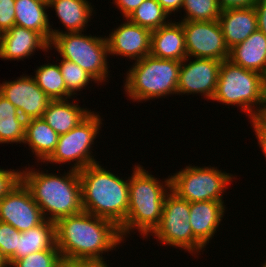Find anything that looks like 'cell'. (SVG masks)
<instances>
[{
    "label": "cell",
    "instance_id": "cell-1",
    "mask_svg": "<svg viewBox=\"0 0 266 267\" xmlns=\"http://www.w3.org/2000/svg\"><path fill=\"white\" fill-rule=\"evenodd\" d=\"M56 235L63 261L104 259L124 241L114 222L85 211L59 219Z\"/></svg>",
    "mask_w": 266,
    "mask_h": 267
},
{
    "label": "cell",
    "instance_id": "cell-2",
    "mask_svg": "<svg viewBox=\"0 0 266 267\" xmlns=\"http://www.w3.org/2000/svg\"><path fill=\"white\" fill-rule=\"evenodd\" d=\"M25 166L21 169V181L30 191L43 216L48 221L57 222L63 217L83 211L79 172L70 169L64 174L46 173L41 168ZM29 168V169H28ZM36 170V171H35Z\"/></svg>",
    "mask_w": 266,
    "mask_h": 267
},
{
    "label": "cell",
    "instance_id": "cell-3",
    "mask_svg": "<svg viewBox=\"0 0 266 267\" xmlns=\"http://www.w3.org/2000/svg\"><path fill=\"white\" fill-rule=\"evenodd\" d=\"M134 165L129 176L128 213L119 227L123 240L135 230L144 239L154 231L160 223L166 195L171 191L170 175L162 181L140 164Z\"/></svg>",
    "mask_w": 266,
    "mask_h": 267
},
{
    "label": "cell",
    "instance_id": "cell-4",
    "mask_svg": "<svg viewBox=\"0 0 266 267\" xmlns=\"http://www.w3.org/2000/svg\"><path fill=\"white\" fill-rule=\"evenodd\" d=\"M95 163L81 169L83 211L114 222L120 227L125 221L129 208L128 179L113 174L102 164Z\"/></svg>",
    "mask_w": 266,
    "mask_h": 267
},
{
    "label": "cell",
    "instance_id": "cell-5",
    "mask_svg": "<svg viewBox=\"0 0 266 267\" xmlns=\"http://www.w3.org/2000/svg\"><path fill=\"white\" fill-rule=\"evenodd\" d=\"M180 65V61L146 55L126 71L125 94L137 103L177 94Z\"/></svg>",
    "mask_w": 266,
    "mask_h": 267
},
{
    "label": "cell",
    "instance_id": "cell-6",
    "mask_svg": "<svg viewBox=\"0 0 266 267\" xmlns=\"http://www.w3.org/2000/svg\"><path fill=\"white\" fill-rule=\"evenodd\" d=\"M265 86L264 75L225 60L221 62L212 101L228 105V108L229 105L240 107L251 120L256 117L264 103Z\"/></svg>",
    "mask_w": 266,
    "mask_h": 267
},
{
    "label": "cell",
    "instance_id": "cell-7",
    "mask_svg": "<svg viewBox=\"0 0 266 267\" xmlns=\"http://www.w3.org/2000/svg\"><path fill=\"white\" fill-rule=\"evenodd\" d=\"M49 47L54 48L63 59L78 64L96 80L97 85L108 82L107 58L110 55L105 35L97 37L82 32H63L51 40Z\"/></svg>",
    "mask_w": 266,
    "mask_h": 267
},
{
    "label": "cell",
    "instance_id": "cell-8",
    "mask_svg": "<svg viewBox=\"0 0 266 267\" xmlns=\"http://www.w3.org/2000/svg\"><path fill=\"white\" fill-rule=\"evenodd\" d=\"M170 176L171 191L189 203L197 201H224L228 185L236 178L231 173L211 165H186ZM233 179V180H232ZM230 182V184H229Z\"/></svg>",
    "mask_w": 266,
    "mask_h": 267
},
{
    "label": "cell",
    "instance_id": "cell-9",
    "mask_svg": "<svg viewBox=\"0 0 266 267\" xmlns=\"http://www.w3.org/2000/svg\"><path fill=\"white\" fill-rule=\"evenodd\" d=\"M103 118L92 111L81 123L68 133L59 135L56 148L44 162L45 165L71 164L70 169L80 171L89 165L98 163L92 149L94 141L100 134ZM94 155V156H93ZM75 161V162H74Z\"/></svg>",
    "mask_w": 266,
    "mask_h": 267
},
{
    "label": "cell",
    "instance_id": "cell-10",
    "mask_svg": "<svg viewBox=\"0 0 266 267\" xmlns=\"http://www.w3.org/2000/svg\"><path fill=\"white\" fill-rule=\"evenodd\" d=\"M189 219L190 203L170 191L164 201L160 223L149 237L154 235L159 244L185 250L196 258L205 247L193 236Z\"/></svg>",
    "mask_w": 266,
    "mask_h": 267
},
{
    "label": "cell",
    "instance_id": "cell-11",
    "mask_svg": "<svg viewBox=\"0 0 266 267\" xmlns=\"http://www.w3.org/2000/svg\"><path fill=\"white\" fill-rule=\"evenodd\" d=\"M181 22L185 33L187 57L219 61L229 59L230 50L225 43L218 20Z\"/></svg>",
    "mask_w": 266,
    "mask_h": 267
},
{
    "label": "cell",
    "instance_id": "cell-12",
    "mask_svg": "<svg viewBox=\"0 0 266 267\" xmlns=\"http://www.w3.org/2000/svg\"><path fill=\"white\" fill-rule=\"evenodd\" d=\"M194 59L186 57L181 62L177 95L186 94L188 96L193 94L194 96L195 94H201L206 100H212L216 91L222 61L204 58Z\"/></svg>",
    "mask_w": 266,
    "mask_h": 267
},
{
    "label": "cell",
    "instance_id": "cell-13",
    "mask_svg": "<svg viewBox=\"0 0 266 267\" xmlns=\"http://www.w3.org/2000/svg\"><path fill=\"white\" fill-rule=\"evenodd\" d=\"M45 220L41 209L21 180L0 200V221L12 225L20 232L34 228Z\"/></svg>",
    "mask_w": 266,
    "mask_h": 267
},
{
    "label": "cell",
    "instance_id": "cell-14",
    "mask_svg": "<svg viewBox=\"0 0 266 267\" xmlns=\"http://www.w3.org/2000/svg\"><path fill=\"white\" fill-rule=\"evenodd\" d=\"M0 94L18 109L25 120L42 118L51 101L38 87L32 75L26 74L16 80L0 83Z\"/></svg>",
    "mask_w": 266,
    "mask_h": 267
},
{
    "label": "cell",
    "instance_id": "cell-15",
    "mask_svg": "<svg viewBox=\"0 0 266 267\" xmlns=\"http://www.w3.org/2000/svg\"><path fill=\"white\" fill-rule=\"evenodd\" d=\"M124 20L126 21L112 29L106 37L109 55L141 60L151 52L152 31L130 22L127 18Z\"/></svg>",
    "mask_w": 266,
    "mask_h": 267
},
{
    "label": "cell",
    "instance_id": "cell-16",
    "mask_svg": "<svg viewBox=\"0 0 266 267\" xmlns=\"http://www.w3.org/2000/svg\"><path fill=\"white\" fill-rule=\"evenodd\" d=\"M49 44L40 33L14 25L0 34V58L10 61L24 60L38 49L48 52Z\"/></svg>",
    "mask_w": 266,
    "mask_h": 267
},
{
    "label": "cell",
    "instance_id": "cell-17",
    "mask_svg": "<svg viewBox=\"0 0 266 267\" xmlns=\"http://www.w3.org/2000/svg\"><path fill=\"white\" fill-rule=\"evenodd\" d=\"M224 201L190 203V225L193 236L206 248L214 238L226 212Z\"/></svg>",
    "mask_w": 266,
    "mask_h": 267
},
{
    "label": "cell",
    "instance_id": "cell-18",
    "mask_svg": "<svg viewBox=\"0 0 266 267\" xmlns=\"http://www.w3.org/2000/svg\"><path fill=\"white\" fill-rule=\"evenodd\" d=\"M157 58L182 62L187 57L182 22L172 20L151 33V52Z\"/></svg>",
    "mask_w": 266,
    "mask_h": 267
},
{
    "label": "cell",
    "instance_id": "cell-19",
    "mask_svg": "<svg viewBox=\"0 0 266 267\" xmlns=\"http://www.w3.org/2000/svg\"><path fill=\"white\" fill-rule=\"evenodd\" d=\"M218 21L229 50L258 29L254 7L221 10Z\"/></svg>",
    "mask_w": 266,
    "mask_h": 267
},
{
    "label": "cell",
    "instance_id": "cell-20",
    "mask_svg": "<svg viewBox=\"0 0 266 267\" xmlns=\"http://www.w3.org/2000/svg\"><path fill=\"white\" fill-rule=\"evenodd\" d=\"M91 4L88 0H48V8H54L66 30L52 28V39L63 32H85L93 12L96 11Z\"/></svg>",
    "mask_w": 266,
    "mask_h": 267
},
{
    "label": "cell",
    "instance_id": "cell-21",
    "mask_svg": "<svg viewBox=\"0 0 266 267\" xmlns=\"http://www.w3.org/2000/svg\"><path fill=\"white\" fill-rule=\"evenodd\" d=\"M228 60L266 77V36L257 29L245 41L230 49Z\"/></svg>",
    "mask_w": 266,
    "mask_h": 267
},
{
    "label": "cell",
    "instance_id": "cell-22",
    "mask_svg": "<svg viewBox=\"0 0 266 267\" xmlns=\"http://www.w3.org/2000/svg\"><path fill=\"white\" fill-rule=\"evenodd\" d=\"M74 102V103H73ZM92 111L82 108L70 99L51 100L43 113L42 119L58 134L68 133L81 123Z\"/></svg>",
    "mask_w": 266,
    "mask_h": 267
},
{
    "label": "cell",
    "instance_id": "cell-23",
    "mask_svg": "<svg viewBox=\"0 0 266 267\" xmlns=\"http://www.w3.org/2000/svg\"><path fill=\"white\" fill-rule=\"evenodd\" d=\"M15 25L40 33L49 43L52 40L48 0H15Z\"/></svg>",
    "mask_w": 266,
    "mask_h": 267
},
{
    "label": "cell",
    "instance_id": "cell-24",
    "mask_svg": "<svg viewBox=\"0 0 266 267\" xmlns=\"http://www.w3.org/2000/svg\"><path fill=\"white\" fill-rule=\"evenodd\" d=\"M59 135L42 119L26 120L23 144L29 146L38 164L51 156L56 148Z\"/></svg>",
    "mask_w": 266,
    "mask_h": 267
},
{
    "label": "cell",
    "instance_id": "cell-25",
    "mask_svg": "<svg viewBox=\"0 0 266 267\" xmlns=\"http://www.w3.org/2000/svg\"><path fill=\"white\" fill-rule=\"evenodd\" d=\"M43 250H58L56 222L45 220L42 224L21 232L17 243V259Z\"/></svg>",
    "mask_w": 266,
    "mask_h": 267
},
{
    "label": "cell",
    "instance_id": "cell-26",
    "mask_svg": "<svg viewBox=\"0 0 266 267\" xmlns=\"http://www.w3.org/2000/svg\"><path fill=\"white\" fill-rule=\"evenodd\" d=\"M26 120L18 109L0 94V144L24 141Z\"/></svg>",
    "mask_w": 266,
    "mask_h": 267
},
{
    "label": "cell",
    "instance_id": "cell-27",
    "mask_svg": "<svg viewBox=\"0 0 266 267\" xmlns=\"http://www.w3.org/2000/svg\"><path fill=\"white\" fill-rule=\"evenodd\" d=\"M34 80L38 87L51 100L71 99L73 96L67 91L60 67L56 63L43 64L36 68Z\"/></svg>",
    "mask_w": 266,
    "mask_h": 267
},
{
    "label": "cell",
    "instance_id": "cell-28",
    "mask_svg": "<svg viewBox=\"0 0 266 267\" xmlns=\"http://www.w3.org/2000/svg\"><path fill=\"white\" fill-rule=\"evenodd\" d=\"M168 17L170 18L169 14L157 0H144L139 7L130 13L127 19L153 31L168 24L171 21Z\"/></svg>",
    "mask_w": 266,
    "mask_h": 267
},
{
    "label": "cell",
    "instance_id": "cell-29",
    "mask_svg": "<svg viewBox=\"0 0 266 267\" xmlns=\"http://www.w3.org/2000/svg\"><path fill=\"white\" fill-rule=\"evenodd\" d=\"M181 9V21H215L221 13L217 0H183Z\"/></svg>",
    "mask_w": 266,
    "mask_h": 267
},
{
    "label": "cell",
    "instance_id": "cell-30",
    "mask_svg": "<svg viewBox=\"0 0 266 267\" xmlns=\"http://www.w3.org/2000/svg\"><path fill=\"white\" fill-rule=\"evenodd\" d=\"M58 65L66 89L73 97H76L77 93L85 89L90 82L92 83L94 81L93 83H97L91 75L84 71L78 64H75L70 60L62 58Z\"/></svg>",
    "mask_w": 266,
    "mask_h": 267
},
{
    "label": "cell",
    "instance_id": "cell-31",
    "mask_svg": "<svg viewBox=\"0 0 266 267\" xmlns=\"http://www.w3.org/2000/svg\"><path fill=\"white\" fill-rule=\"evenodd\" d=\"M10 267H63L59 250H43L17 259Z\"/></svg>",
    "mask_w": 266,
    "mask_h": 267
},
{
    "label": "cell",
    "instance_id": "cell-32",
    "mask_svg": "<svg viewBox=\"0 0 266 267\" xmlns=\"http://www.w3.org/2000/svg\"><path fill=\"white\" fill-rule=\"evenodd\" d=\"M21 232L12 225L0 221V252L11 266L17 260V243Z\"/></svg>",
    "mask_w": 266,
    "mask_h": 267
},
{
    "label": "cell",
    "instance_id": "cell-33",
    "mask_svg": "<svg viewBox=\"0 0 266 267\" xmlns=\"http://www.w3.org/2000/svg\"><path fill=\"white\" fill-rule=\"evenodd\" d=\"M21 180V170L0 167V200Z\"/></svg>",
    "mask_w": 266,
    "mask_h": 267
},
{
    "label": "cell",
    "instance_id": "cell-34",
    "mask_svg": "<svg viewBox=\"0 0 266 267\" xmlns=\"http://www.w3.org/2000/svg\"><path fill=\"white\" fill-rule=\"evenodd\" d=\"M15 0H0V34L15 25Z\"/></svg>",
    "mask_w": 266,
    "mask_h": 267
},
{
    "label": "cell",
    "instance_id": "cell-35",
    "mask_svg": "<svg viewBox=\"0 0 266 267\" xmlns=\"http://www.w3.org/2000/svg\"><path fill=\"white\" fill-rule=\"evenodd\" d=\"M251 127H253V131L255 132V136L258 141L259 148L262 151L263 156L266 157V128L256 119H251L250 121Z\"/></svg>",
    "mask_w": 266,
    "mask_h": 267
},
{
    "label": "cell",
    "instance_id": "cell-36",
    "mask_svg": "<svg viewBox=\"0 0 266 267\" xmlns=\"http://www.w3.org/2000/svg\"><path fill=\"white\" fill-rule=\"evenodd\" d=\"M63 267H111L105 259L67 260L63 261Z\"/></svg>",
    "mask_w": 266,
    "mask_h": 267
},
{
    "label": "cell",
    "instance_id": "cell-37",
    "mask_svg": "<svg viewBox=\"0 0 266 267\" xmlns=\"http://www.w3.org/2000/svg\"><path fill=\"white\" fill-rule=\"evenodd\" d=\"M112 4L122 12L123 19L127 18L132 11H134L144 0H113Z\"/></svg>",
    "mask_w": 266,
    "mask_h": 267
},
{
    "label": "cell",
    "instance_id": "cell-38",
    "mask_svg": "<svg viewBox=\"0 0 266 267\" xmlns=\"http://www.w3.org/2000/svg\"><path fill=\"white\" fill-rule=\"evenodd\" d=\"M258 0H217L221 10L254 7Z\"/></svg>",
    "mask_w": 266,
    "mask_h": 267
},
{
    "label": "cell",
    "instance_id": "cell-39",
    "mask_svg": "<svg viewBox=\"0 0 266 267\" xmlns=\"http://www.w3.org/2000/svg\"><path fill=\"white\" fill-rule=\"evenodd\" d=\"M254 8L257 15L258 30L266 36V0H258Z\"/></svg>",
    "mask_w": 266,
    "mask_h": 267
},
{
    "label": "cell",
    "instance_id": "cell-40",
    "mask_svg": "<svg viewBox=\"0 0 266 267\" xmlns=\"http://www.w3.org/2000/svg\"><path fill=\"white\" fill-rule=\"evenodd\" d=\"M169 16L180 11L183 5V0H157ZM172 13V14H171Z\"/></svg>",
    "mask_w": 266,
    "mask_h": 267
},
{
    "label": "cell",
    "instance_id": "cell-41",
    "mask_svg": "<svg viewBox=\"0 0 266 267\" xmlns=\"http://www.w3.org/2000/svg\"><path fill=\"white\" fill-rule=\"evenodd\" d=\"M255 118L266 128V100Z\"/></svg>",
    "mask_w": 266,
    "mask_h": 267
},
{
    "label": "cell",
    "instance_id": "cell-42",
    "mask_svg": "<svg viewBox=\"0 0 266 267\" xmlns=\"http://www.w3.org/2000/svg\"><path fill=\"white\" fill-rule=\"evenodd\" d=\"M0 267H10L8 260L0 252Z\"/></svg>",
    "mask_w": 266,
    "mask_h": 267
},
{
    "label": "cell",
    "instance_id": "cell-43",
    "mask_svg": "<svg viewBox=\"0 0 266 267\" xmlns=\"http://www.w3.org/2000/svg\"><path fill=\"white\" fill-rule=\"evenodd\" d=\"M265 85H266V77H265ZM265 100H266V86H265Z\"/></svg>",
    "mask_w": 266,
    "mask_h": 267
},
{
    "label": "cell",
    "instance_id": "cell-44",
    "mask_svg": "<svg viewBox=\"0 0 266 267\" xmlns=\"http://www.w3.org/2000/svg\"><path fill=\"white\" fill-rule=\"evenodd\" d=\"M261 267H266V261L263 263V265Z\"/></svg>",
    "mask_w": 266,
    "mask_h": 267
}]
</instances>
